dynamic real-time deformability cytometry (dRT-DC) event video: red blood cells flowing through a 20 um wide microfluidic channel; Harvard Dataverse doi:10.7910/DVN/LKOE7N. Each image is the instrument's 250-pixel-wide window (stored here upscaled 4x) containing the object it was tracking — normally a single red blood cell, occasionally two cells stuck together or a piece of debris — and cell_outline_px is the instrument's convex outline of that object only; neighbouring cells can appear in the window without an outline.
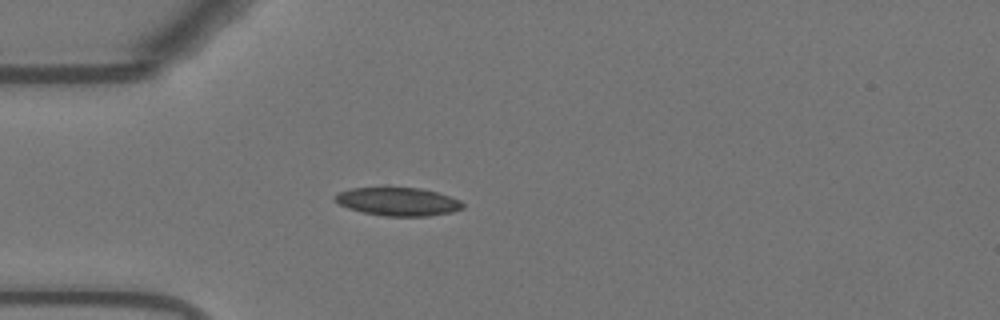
{"species": "Egyptian fruit bat (a non-hibernating species)", "species_latin": "Rousettus aegyptiacus", "temperature_condition": "warm", "stored_images_in_passage": 40, "camera_frame_rate_fps": 3000, "um_per_image_px": 0.085, "animal": {"sex": "female"}, "frame": {"image": 1, "passage_image": 1, "time_ms": 0.0, "image_size_px": [1000, 320], "cell_outline_px": [[464, 208], [452, 212], [428, 216], [384, 216], [364, 212], [348, 208], [340, 204], [332, 196], [340, 192], [352, 188], [420, 188], [436, 192], [460, 200], [464, 204]], "centroid_in_image_um": [33.85, 17.14], "position_along_channel_um": 51.2, "area_um2": 20.81}}
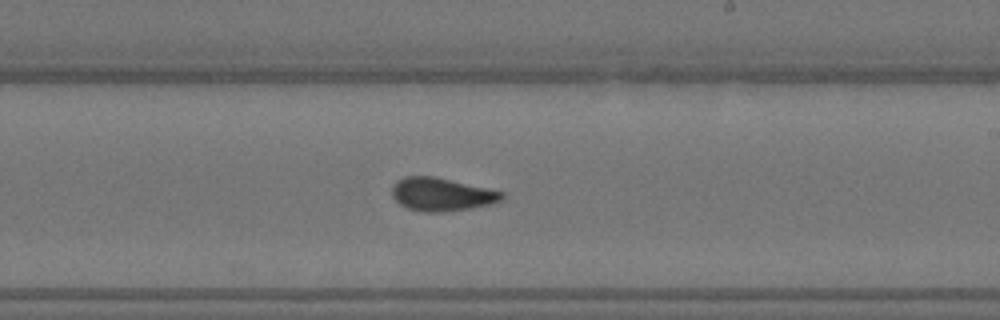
{"frame": {"image": 2, "passage_image": 18, "time_ms": 5.667, "image_size_px": [1000, 320], "cell_outline_px": [[504, 196], [500, 200], [492, 204], [468, 208], [440, 212], [424, 212], [408, 208], [400, 204], [392, 196], [392, 188], [396, 180], [404, 176], [432, 176], [504, 192]], "centroid_in_image_um": [37.5, 16.52], "position_along_channel_um": 251.5, "area_um2": 20.92}}
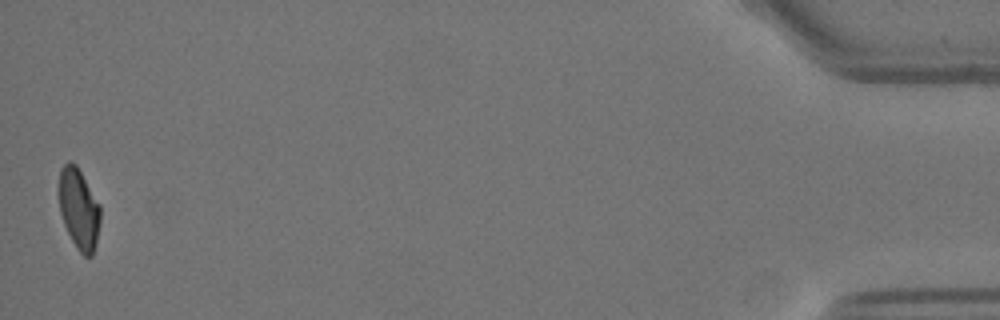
{"frame": {"image": 3, "passage_image": 40, "time_ms": 13.0, "image_size_px": [1000, 320], "cell_outline_px": [[100, 220], [96, 240], [92, 256], [84, 256], [76, 248], [64, 224], [60, 212], [60, 168], [68, 160], [76, 164], [100, 204]], "centroid_in_image_um": [6.71, 17.74], "position_along_channel_um": 428.5, "area_um2": 19.19}, "authors_computed_cell_mechanics": {"area_um2": 20.7791, "velocity_mm_per_s": 3.6953, "shape_relaxation_time_tau1_ms": null, "shape_relaxation_time_tau2_ms": 1.8299, "deformation_change_tau1": null, "deformation_change_tau2": 0.0743}}